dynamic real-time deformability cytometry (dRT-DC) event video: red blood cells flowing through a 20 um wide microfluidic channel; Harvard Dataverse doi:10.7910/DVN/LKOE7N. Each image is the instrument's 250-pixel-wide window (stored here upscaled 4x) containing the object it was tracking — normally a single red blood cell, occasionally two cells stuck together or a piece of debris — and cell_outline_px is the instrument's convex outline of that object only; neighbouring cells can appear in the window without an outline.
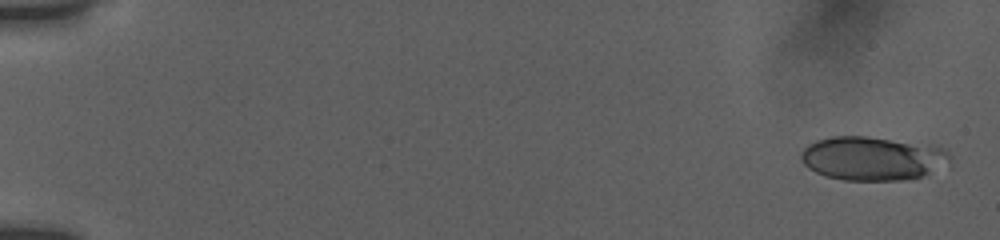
{"species": "human", "species_latin": "Homo sapiens", "temperature_condition": "room temperature", "stored_images_in_passage": 21, "camera_frame_rate_fps": 3000, "um_per_image_px": 0.085, "donor": {"sex": "female"}, "frame": {"image": 1, "passage_image": 2, "time_ms": 0.333, "image_size_px": [1000, 240], "cell_outline_px": [[952, 156], [948, 160], [928, 172], [920, 176], [900, 180], [844, 180], [824, 176], [808, 168], [804, 164], [800, 156], [800, 152], [808, 144], [816, 140], [832, 136], [868, 136], [944, 148]], "centroid_in_image_um": [74.04, 13.45], "position_along_channel_um": 11.0, "area_um2": 37.34}}
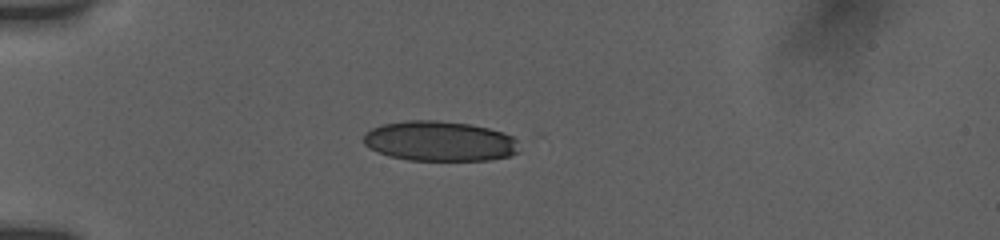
{"frame": {"image": 2, "passage_image": 16, "time_ms": 5.0, "image_size_px": [1000, 240], "cell_outline_px": [[520, 152], [512, 156], [488, 160], [408, 160], [388, 156], [368, 148], [364, 144], [364, 136], [372, 128], [384, 124], [404, 120], [436, 120], [468, 124], [488, 128], [504, 132], [512, 136], [516, 140]], "centroid_in_image_um": [37.39, 12.0], "position_along_channel_um": 47.6, "area_um2": 36.47}}